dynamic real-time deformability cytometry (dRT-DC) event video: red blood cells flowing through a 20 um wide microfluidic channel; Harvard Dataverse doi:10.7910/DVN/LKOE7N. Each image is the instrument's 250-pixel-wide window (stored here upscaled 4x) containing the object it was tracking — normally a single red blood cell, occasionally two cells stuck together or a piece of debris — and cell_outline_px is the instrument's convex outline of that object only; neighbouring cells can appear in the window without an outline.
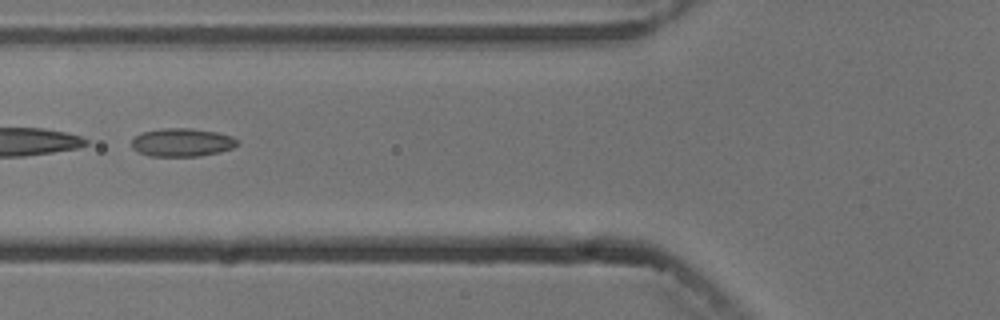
{"species": "common noctule bat (a hibernating species)", "species_latin": "Nyctalus noctula", "temperature_condition": "cold", "stored_images_in_passage": 8, "camera_frame_rate_fps": 3000, "um_per_image_px": 0.085, "animal": {"sex": "male", "body_mass_g": 13.3}, "frame": {"image": 1, "passage_image": 5, "time_ms": 5.667, "image_size_px": [1000, 320], "cell_outline_px": [[240, 144], [232, 148], [220, 152], [200, 156], [148, 156], [132, 148], [132, 140], [136, 136], [144, 132], [160, 128], [192, 128], [216, 132], [232, 136]], "centroid_in_image_um": [15.49, 12.1], "position_along_channel_um": 110.3, "area_um2": 17.4}}
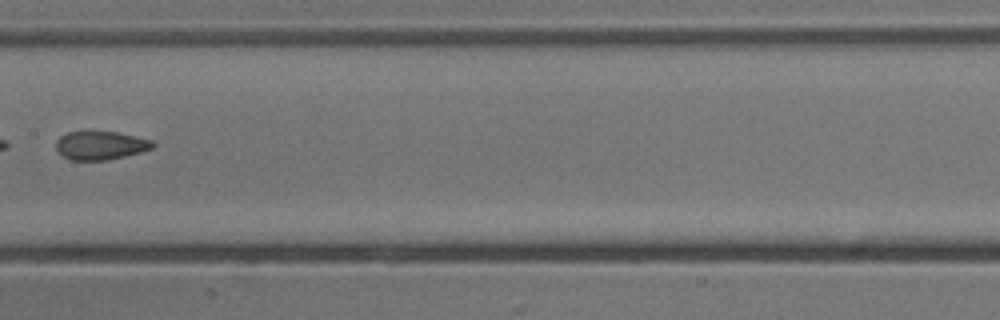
{"frame": {"image": 2, "passage_image": 7, "time_ms": 8.0, "image_size_px": [1000, 320], "cell_outline_px": [[156, 144], [152, 148], [140, 152], [108, 160], [72, 160], [64, 156], [56, 148], [56, 140], [60, 136], [68, 132], [84, 128], [116, 132], [152, 140]], "centroid_in_image_um": [8.51, 12.31], "position_along_channel_um": 198.9, "area_um2": 16.53}}
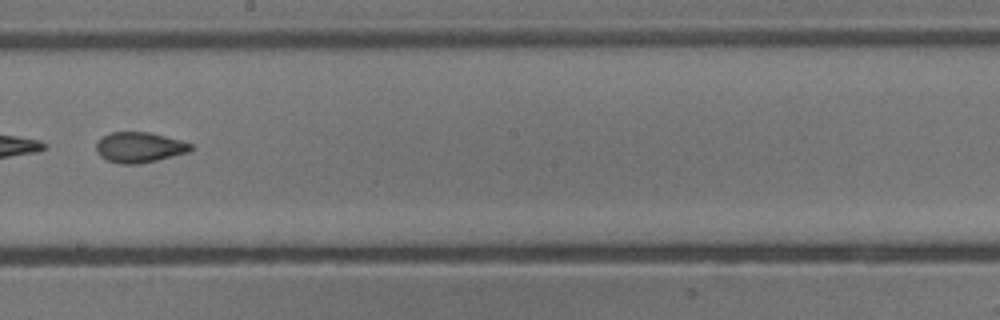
{"frame": {"image": 3, "passage_image": 8, "time_ms": 9.0, "image_size_px": [1000, 320], "cell_outline_px": [[192, 148], [188, 152], [140, 164], [120, 164], [108, 160], [100, 156], [96, 152], [96, 144], [104, 136], [112, 132], [148, 132], [180, 140], [192, 144]], "centroid_in_image_um": [11.83, 12.53], "position_along_channel_um": 236.4, "area_um2": 16.53}}